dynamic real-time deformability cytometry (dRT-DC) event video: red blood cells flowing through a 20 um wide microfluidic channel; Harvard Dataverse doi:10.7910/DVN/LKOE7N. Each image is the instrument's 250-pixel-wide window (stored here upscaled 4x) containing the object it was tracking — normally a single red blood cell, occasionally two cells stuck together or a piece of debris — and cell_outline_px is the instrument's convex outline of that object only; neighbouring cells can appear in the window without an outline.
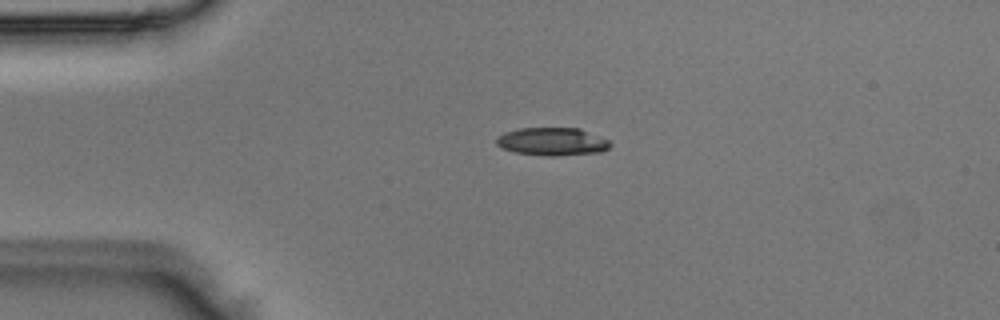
{"species": "Egyptian fruit bat (a non-hibernating species)", "species_latin": "Rousettus aegyptiacus", "temperature_condition": "room temperature", "stored_images_in_passage": 40, "camera_frame_rate_fps": 3000, "um_per_image_px": 0.085, "animal": {"sex": "male"}, "frame": {"image": 1, "passage_image": 1, "time_ms": 0.0, "image_size_px": [1000, 320], "cell_outline_px": [[612, 144], [608, 148], [600, 152], [552, 156], [516, 152], [504, 148], [496, 144], [496, 136], [504, 132], [520, 128], [580, 128], [612, 140]], "centroid_in_image_um": [46.99, 12.02], "position_along_channel_um": 38.0, "area_um2": 18.55}}
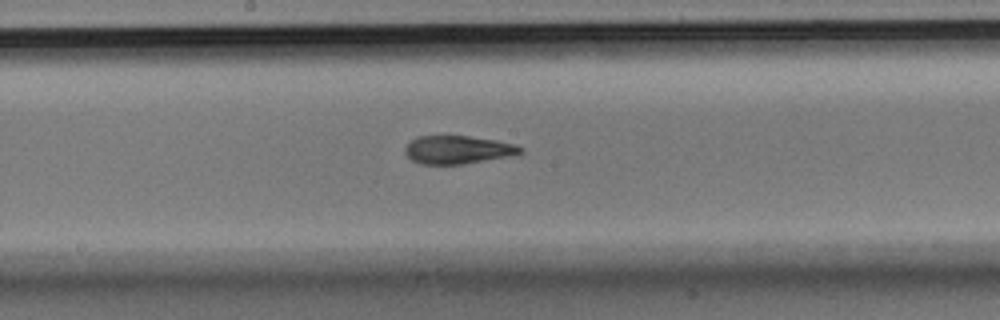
{"frame": {"image": 2, "passage_image": 16, "time_ms": 5.0, "image_size_px": [1000, 320], "cell_outline_px": [[524, 152], [516, 156], [464, 164], [420, 164], [412, 160], [404, 152], [404, 148], [416, 136], [468, 136], [496, 140], [516, 144], [524, 148]], "centroid_in_image_um": [38.99, 12.74], "position_along_channel_um": 209.2, "area_um2": 19.25}}
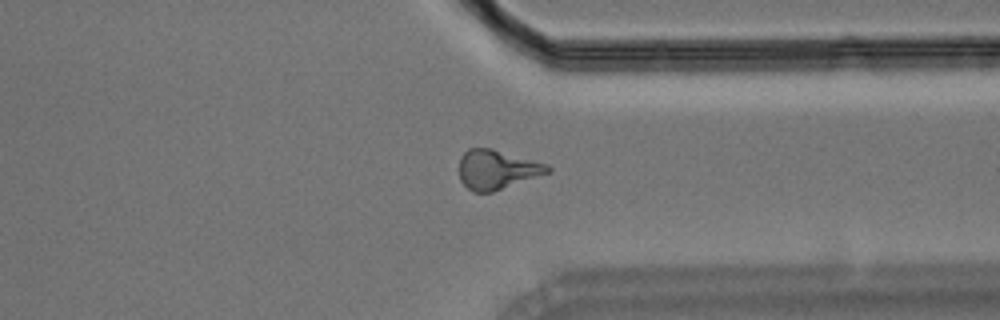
{"frame": {"image": 3, "passage_image": 28, "time_ms": 9.0, "image_size_px": [1000, 320], "cell_outline_px": [[552, 172], [492, 192], [472, 192], [460, 180], [460, 156], [468, 148], [492, 148], [548, 164], [552, 168]], "centroid_in_image_um": [42.26, 14.41], "position_along_channel_um": 369.1, "area_um2": 20.4}}